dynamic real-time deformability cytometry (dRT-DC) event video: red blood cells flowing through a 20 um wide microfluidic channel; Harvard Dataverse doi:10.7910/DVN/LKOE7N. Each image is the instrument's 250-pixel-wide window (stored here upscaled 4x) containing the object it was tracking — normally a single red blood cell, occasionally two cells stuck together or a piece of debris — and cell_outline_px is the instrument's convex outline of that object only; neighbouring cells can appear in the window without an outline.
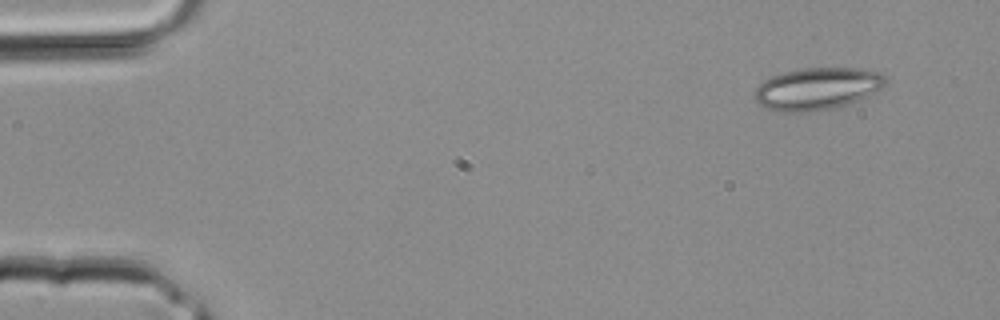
{"species": "common noctule bat (a hibernating species)", "species_latin": "Nyctalus noctula", "temperature_condition": "room temperature", "stored_images_in_passage": 3, "camera_frame_rate_fps": 3000, "um_per_image_px": 0.085, "animal": {"sex": "male", "body_mass_g": 20.4}, "frame": {"image": 1, "passage_image": 1, "time_ms": 0.0, "image_size_px": [1000, 320], "cell_outline_px": [[888, 80], [880, 88], [868, 96], [832, 108], [812, 112], [780, 112], [768, 108], [760, 104], [756, 100], [756, 88], [764, 80], [772, 76], [784, 72], [800, 68], [856, 68], [880, 72], [888, 76]], "centroid_in_image_um": [69.48, 7.53], "position_along_channel_um": 15.5, "area_um2": 31.96}}